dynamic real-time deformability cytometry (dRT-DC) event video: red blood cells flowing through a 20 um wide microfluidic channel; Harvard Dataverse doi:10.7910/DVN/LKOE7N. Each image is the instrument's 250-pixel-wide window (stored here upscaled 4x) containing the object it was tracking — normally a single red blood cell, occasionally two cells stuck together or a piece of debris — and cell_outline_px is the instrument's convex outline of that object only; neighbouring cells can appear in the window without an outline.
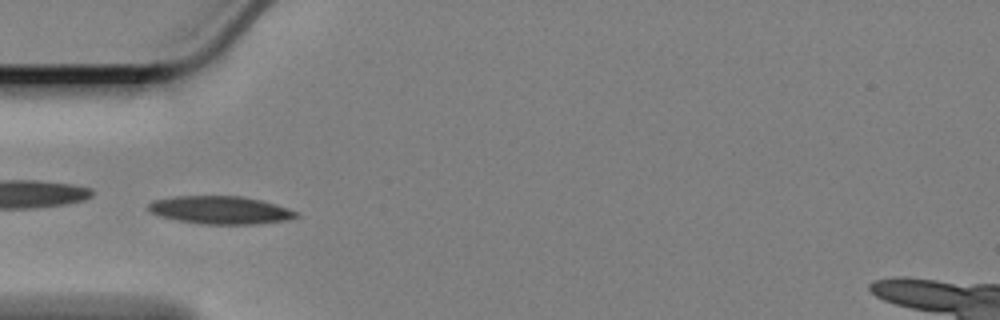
{"species": "Egyptian fruit bat (a non-hibernating species)", "species_latin": "Rousettus aegyptiacus", "temperature_condition": "cold", "stored_images_in_passage": 42, "camera_frame_rate_fps": 3000, "um_per_image_px": 0.085, "animal": {"sex": "female"}, "frame": {"image": 1, "passage_image": 1, "time_ms": 0.0, "image_size_px": [1000, 320], "cell_outline_px": [[300, 216], [288, 220], [256, 224], [204, 224], [176, 220], [160, 216], [148, 212], [144, 208], [152, 200], [176, 196], [240, 196], [260, 200], [276, 204], [300, 212]], "centroid_in_image_um": [18.71, 17.86], "position_along_channel_um": 66.3, "area_um2": 24.33}}
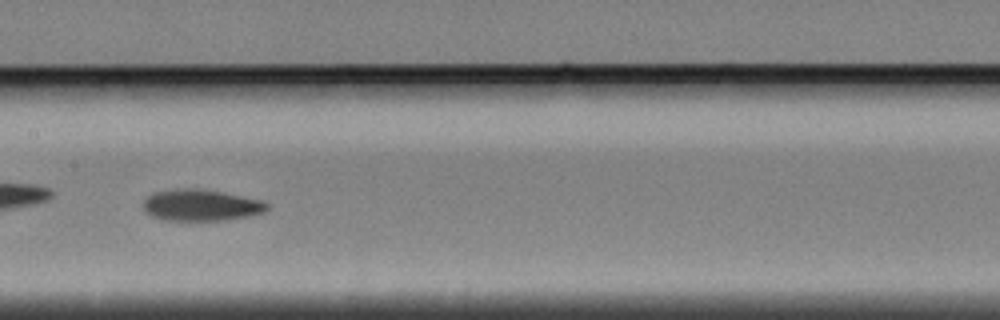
{"frame": {"image": 2, "passage_image": 12, "time_ms": 3.667, "image_size_px": [1000, 320], "cell_outline_px": [[272, 204], [264, 212], [252, 216], [228, 220], [164, 220], [152, 216], [144, 212], [144, 200], [152, 192], [184, 188], [196, 188], [220, 192], [264, 200]], "centroid_in_image_um": [17.13, 17.45], "position_along_channel_um": 190.3, "area_um2": 22.89}}
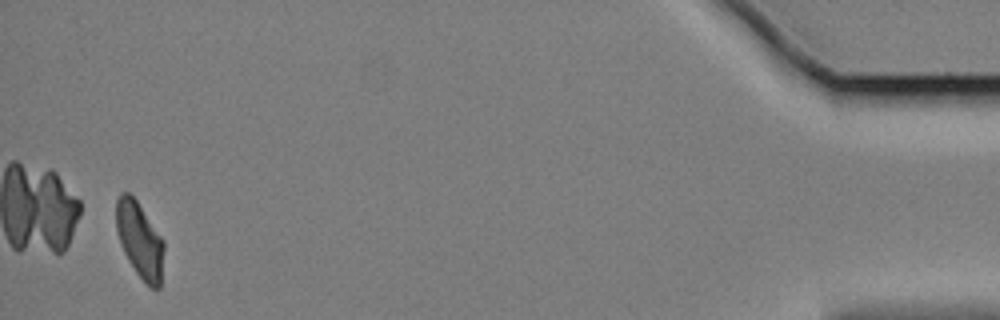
{"frame": {"image": 3, "passage_image": 40, "time_ms": 13.0, "image_size_px": [1000, 320], "cell_outline_px": [[164, 248], [160, 288], [152, 288], [144, 284], [128, 260], [120, 244], [116, 228], [116, 200], [120, 192], [128, 192], [136, 200], [164, 240]], "centroid_in_image_um": [11.87, 20.41], "position_along_channel_um": 423.3, "area_um2": 21.15}, "authors_computed_cell_mechanics": {"area_um2": 22.5998, "velocity_mm_per_s": 3.3675, "shape_relaxation_time_tau1_ms": 4.3814, "shape_relaxation_time_tau2_ms": 6.177, "deformation_change_tau1": 0.1243, "deformation_change_tau2": 0.1048}}